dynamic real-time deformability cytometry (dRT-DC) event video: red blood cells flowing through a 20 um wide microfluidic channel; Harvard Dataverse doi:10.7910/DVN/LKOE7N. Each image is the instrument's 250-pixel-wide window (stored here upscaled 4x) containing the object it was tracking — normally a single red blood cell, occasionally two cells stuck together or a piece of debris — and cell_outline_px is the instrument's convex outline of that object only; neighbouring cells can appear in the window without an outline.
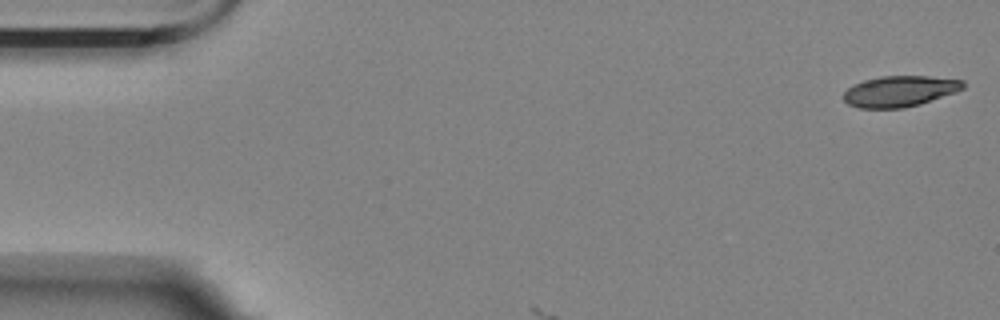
{"species": "Egyptian fruit bat (a non-hibernating species)", "species_latin": "Rousettus aegyptiacus", "temperature_condition": "room temperature", "stored_images_in_passage": 6, "camera_frame_rate_fps": 3000, "um_per_image_px": 0.085, "animal": {"sex": "female"}, "frame": {"image": 1, "passage_image": 1, "time_ms": 0.0, "image_size_px": [1000, 320], "cell_outline_px": [[964, 88], [956, 92], [920, 104], [904, 108], [860, 108], [848, 104], [844, 100], [844, 92], [852, 84], [864, 80], [880, 76], [928, 76], [964, 80]], "centroid_in_image_um": [76.47, 7.75], "position_along_channel_um": 8.5, "area_um2": 21.56}}